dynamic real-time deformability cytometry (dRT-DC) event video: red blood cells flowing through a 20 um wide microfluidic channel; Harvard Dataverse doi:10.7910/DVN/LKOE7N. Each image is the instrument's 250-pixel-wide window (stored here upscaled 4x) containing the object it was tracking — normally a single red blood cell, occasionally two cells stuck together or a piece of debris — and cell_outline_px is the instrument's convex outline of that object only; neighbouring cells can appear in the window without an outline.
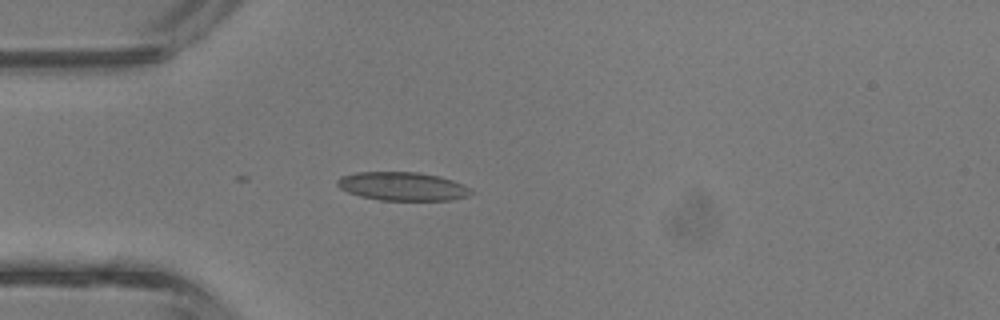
{"species": "common noctule bat (a hibernating species)", "species_latin": "Nyctalus noctula", "temperature_condition": "room temperature", "stored_images_in_passage": 3, "camera_frame_rate_fps": 3000, "um_per_image_px": 0.085, "animal": {"sex": "male", "body_mass_g": 13.3}, "frame": {"image": 1, "passage_image": 1, "time_ms": 0.0, "image_size_px": [1000, 320], "cell_outline_px": [[476, 192], [468, 196], [452, 200], [380, 200], [360, 196], [348, 192], [340, 188], [336, 184], [336, 180], [340, 176], [356, 172], [420, 172], [440, 176], [464, 184], [472, 188]], "centroid_in_image_um": [34.25, 15.83], "position_along_channel_um": 50.7, "area_um2": 22.54}}